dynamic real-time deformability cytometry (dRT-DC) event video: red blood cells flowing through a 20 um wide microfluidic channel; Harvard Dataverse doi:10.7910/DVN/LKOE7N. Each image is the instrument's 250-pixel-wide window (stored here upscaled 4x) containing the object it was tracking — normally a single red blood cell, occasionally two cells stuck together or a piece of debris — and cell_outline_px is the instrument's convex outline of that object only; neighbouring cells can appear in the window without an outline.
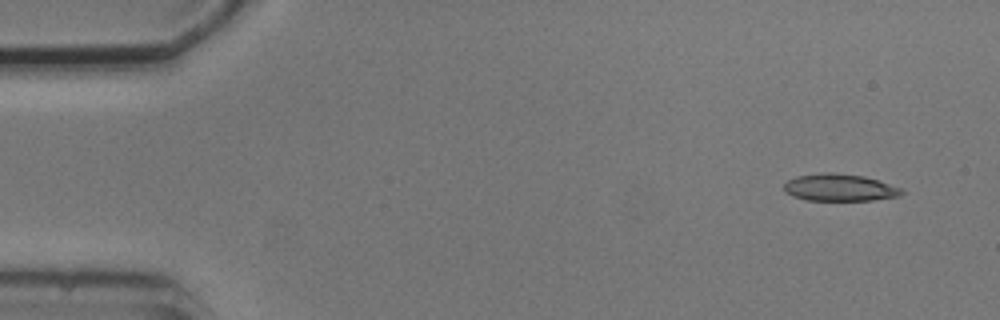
{"species": "common noctule bat (a hibernating species)", "species_latin": "Nyctalus noctula", "temperature_condition": "cold", "stored_images_in_passage": 7, "camera_frame_rate_fps": 3000, "um_per_image_px": 0.085, "animal": {"sex": "male", "body_mass_g": 20.5, "forearm_length_mm": 52.5}, "frame": {"image": 1, "passage_image": 1, "time_ms": 0.0, "image_size_px": [1000, 320], "cell_outline_px": [[904, 192], [900, 196], [872, 200], [804, 200], [792, 196], [784, 192], [784, 184], [788, 180], [796, 176], [864, 176], [900, 188]], "centroid_in_image_um": [71.37, 16.01], "position_along_channel_um": 13.6, "area_um2": 17.46}}
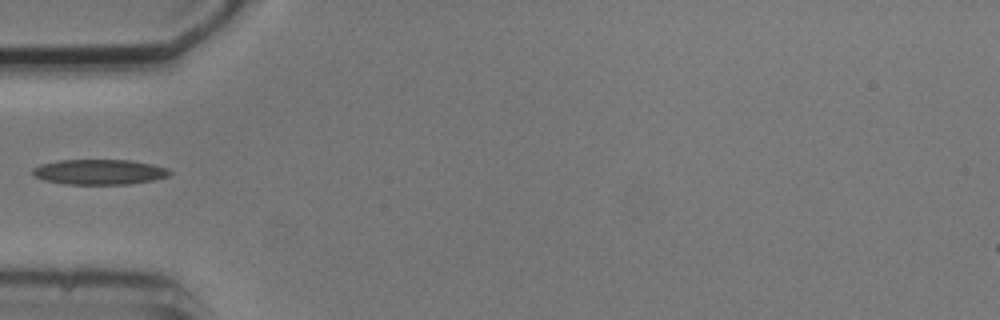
{"frame": {"image": 2, "passage_image": 5, "time_ms": 4.667, "image_size_px": [1000, 320], "cell_outline_px": [[172, 172], [168, 176], [152, 180], [128, 184], [64, 184], [44, 180], [32, 176], [32, 168], [40, 164], [56, 160], [128, 160], [152, 164], [168, 168]], "centroid_in_image_um": [8.39, 14.61], "position_along_channel_um": 76.6, "area_um2": 20.23}}
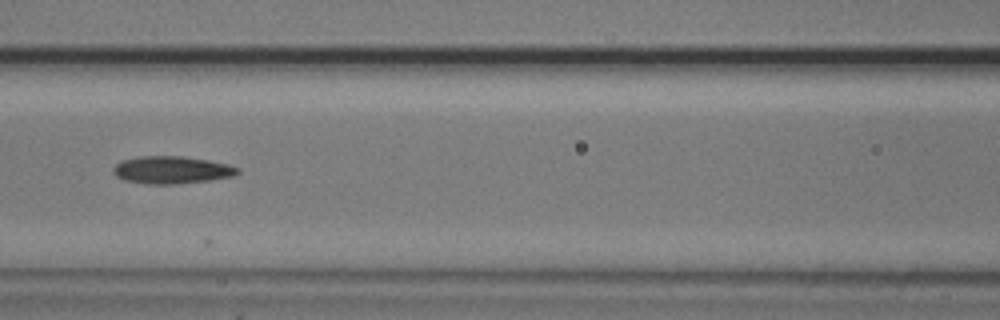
{"frame": {"image": 3, "passage_image": 7, "time_ms": 6.667, "image_size_px": [1000, 320], "cell_outline_px": [[240, 172], [236, 176], [208, 180], [176, 184], [148, 184], [124, 180], [116, 176], [112, 172], [112, 168], [120, 160], [140, 156], [184, 156], [208, 160], [228, 164], [240, 168]], "centroid_in_image_um": [14.59, 14.44], "position_along_channel_um": 152.0, "area_um2": 20.11}}